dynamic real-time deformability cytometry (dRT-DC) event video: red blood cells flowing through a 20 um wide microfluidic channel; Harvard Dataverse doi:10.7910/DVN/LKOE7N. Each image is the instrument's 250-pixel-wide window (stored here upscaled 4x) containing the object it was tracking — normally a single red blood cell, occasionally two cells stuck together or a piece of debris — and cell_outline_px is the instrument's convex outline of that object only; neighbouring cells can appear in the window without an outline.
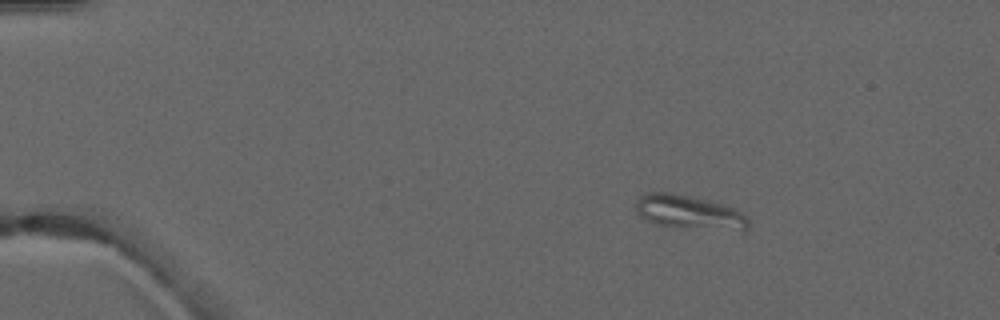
{"species": "common noctule bat (a hibernating species)", "species_latin": "Nyctalus noctula", "temperature_condition": "warm", "stored_images_in_passage": 6, "camera_frame_rate_fps": 3000, "um_per_image_px": 0.085, "animal": {"sex": "male", "forearm_length_mm": 52.5}, "frame": {"image": 1, "passage_image": 2, "time_ms": 1.333, "image_size_px": [1000, 320], "cell_outline_px": [[752, 224], [744, 232], [656, 224], [640, 216], [636, 212], [636, 200], [644, 192], [668, 192], [708, 200], [724, 204], [736, 208], [744, 212], [748, 216]], "centroid_in_image_um": [58.68, 18.04], "position_along_channel_um": 26.3, "area_um2": 22.6}}
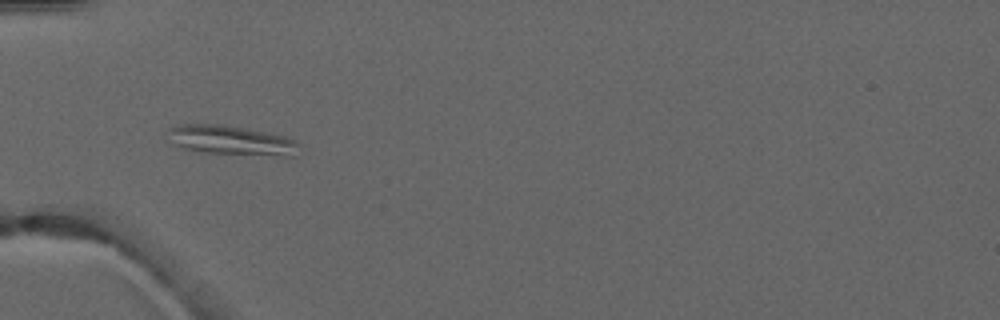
{"frame": {"image": 2, "passage_image": 4, "time_ms": 4.333, "image_size_px": [1000, 320], "cell_outline_px": [[300, 144], [296, 156], [284, 156], [200, 152], [184, 148], [172, 144], [168, 128], [180, 124], [220, 124], [268, 132], [284, 136], [296, 140]], "centroid_in_image_um": [19.69, 11.93], "position_along_channel_um": 65.3, "area_um2": 22.54}}
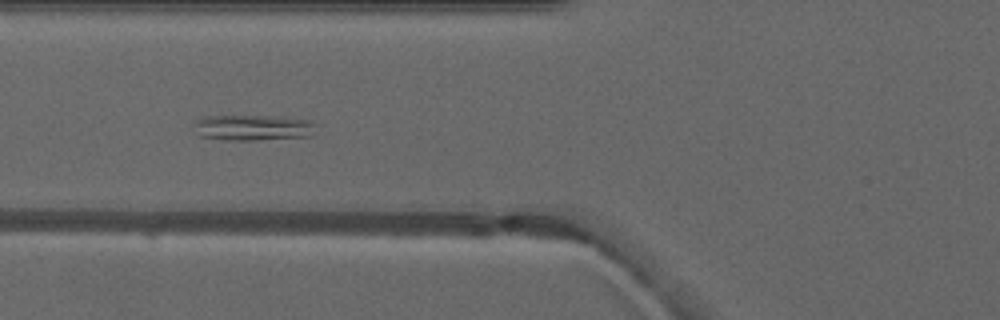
{"frame": {"image": 3, "passage_image": 5, "time_ms": 5.333, "image_size_px": [1000, 320], "cell_outline_px": [[312, 124], [308, 136], [256, 140], [224, 140], [200, 136], [196, 120], [208, 116], [276, 116], [312, 120]], "centroid_in_image_um": [21.48, 10.84], "position_along_channel_um": 104.3, "area_um2": 17.69}}